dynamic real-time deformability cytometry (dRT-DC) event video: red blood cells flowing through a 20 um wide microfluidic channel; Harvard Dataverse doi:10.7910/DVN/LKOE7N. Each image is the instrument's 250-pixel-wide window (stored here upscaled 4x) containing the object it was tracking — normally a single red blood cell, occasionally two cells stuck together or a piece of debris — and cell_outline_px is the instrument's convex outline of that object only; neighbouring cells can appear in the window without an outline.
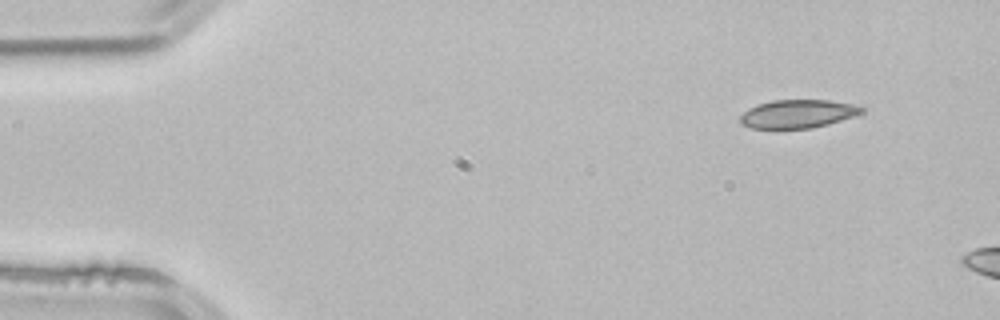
{"species": "common noctule bat (a hibernating species)", "species_latin": "Nyctalus noctula", "temperature_condition": "room temperature", "stored_images_in_passage": 3, "camera_frame_rate_fps": 3000, "um_per_image_px": 0.085, "animal": {"sex": "male", "body_mass_g": 21.5, "forearm_length_mm": 52.0}, "frame": {"image": 1, "passage_image": 1, "time_ms": 0.0, "image_size_px": [1000, 320], "cell_outline_px": [[868, 108], [864, 112], [828, 124], [812, 128], [752, 128], [740, 124], [740, 116], [748, 108], [756, 104], [772, 100], [828, 100], [852, 104]], "centroid_in_image_um": [67.8, 9.67], "position_along_channel_um": 17.2, "area_um2": 20.06}}